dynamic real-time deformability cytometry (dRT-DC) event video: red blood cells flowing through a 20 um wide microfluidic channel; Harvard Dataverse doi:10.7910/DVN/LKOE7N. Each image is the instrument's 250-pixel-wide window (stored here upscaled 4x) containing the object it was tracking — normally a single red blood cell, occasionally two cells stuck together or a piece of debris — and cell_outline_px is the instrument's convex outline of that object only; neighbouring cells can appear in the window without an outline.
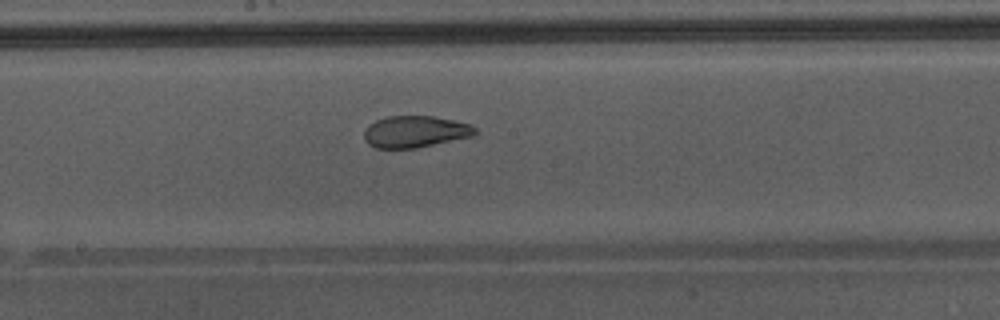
{"species": "Egyptian fruit bat (a non-hibernating species)", "species_latin": "Rousettus aegyptiacus", "temperature_condition": "warm", "stored_images_in_passage": 30, "camera_frame_rate_fps": 3000, "um_per_image_px": 0.085, "animal": {"sex": "male"}, "frame": {"image": 1, "passage_image": 13, "time_ms": 4.0, "image_size_px": [1000, 320], "cell_outline_px": [[476, 136], [416, 148], [376, 148], [368, 144], [364, 140], [364, 128], [368, 124], [384, 116], [432, 116], [472, 124], [476, 128]], "centroid_in_image_um": [35.28, 11.19], "position_along_channel_um": 212.9, "area_um2": 20.81}, "authors_computed_cell_mechanics": {"area_um2": 21.964, "velocity_mm_per_s": 4.3342, "shape_relaxation_time_tau1_ms": 9.3885, "shape_relaxation_time_tau2_ms": 1.2328, "deformation_change_tau1": 0.24, "deformation_change_tau2": 0.0786}}